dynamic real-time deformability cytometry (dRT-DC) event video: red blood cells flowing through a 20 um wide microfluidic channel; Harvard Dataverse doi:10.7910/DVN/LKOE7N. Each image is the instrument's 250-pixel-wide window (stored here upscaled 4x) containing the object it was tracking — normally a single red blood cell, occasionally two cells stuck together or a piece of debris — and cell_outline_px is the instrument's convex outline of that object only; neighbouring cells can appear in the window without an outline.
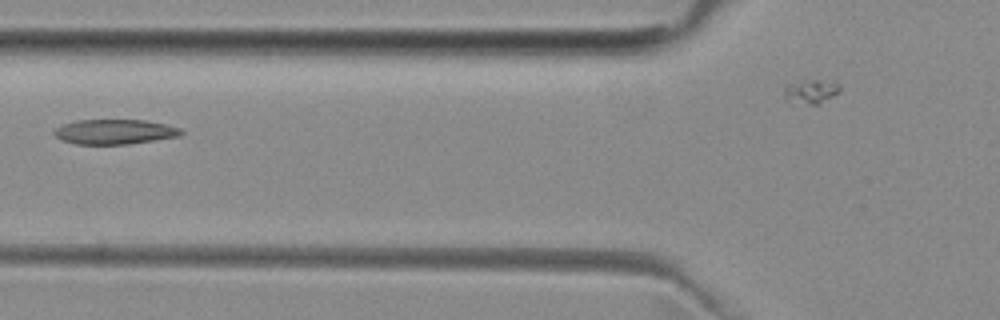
{"species": "common noctule bat (a hibernating species)", "species_latin": "Nyctalus noctula", "temperature_condition": "room temperature", "stored_images_in_passage": 7, "camera_frame_rate_fps": 3000, "um_per_image_px": 0.085, "animal": {"sex": "female", "body_mass_g": 29.2, "forearm_length_mm": 56.3}, "frame": {"image": 1, "passage_image": 6, "time_ms": 5.667, "image_size_px": [1000, 320], "cell_outline_px": [[184, 132], [180, 136], [128, 144], [76, 144], [60, 140], [52, 132], [56, 128], [64, 124], [76, 120], [144, 120], [164, 124], [180, 128]], "centroid_in_image_um": [9.73, 11.2], "position_along_channel_um": 116.1, "area_um2": 18.32}}